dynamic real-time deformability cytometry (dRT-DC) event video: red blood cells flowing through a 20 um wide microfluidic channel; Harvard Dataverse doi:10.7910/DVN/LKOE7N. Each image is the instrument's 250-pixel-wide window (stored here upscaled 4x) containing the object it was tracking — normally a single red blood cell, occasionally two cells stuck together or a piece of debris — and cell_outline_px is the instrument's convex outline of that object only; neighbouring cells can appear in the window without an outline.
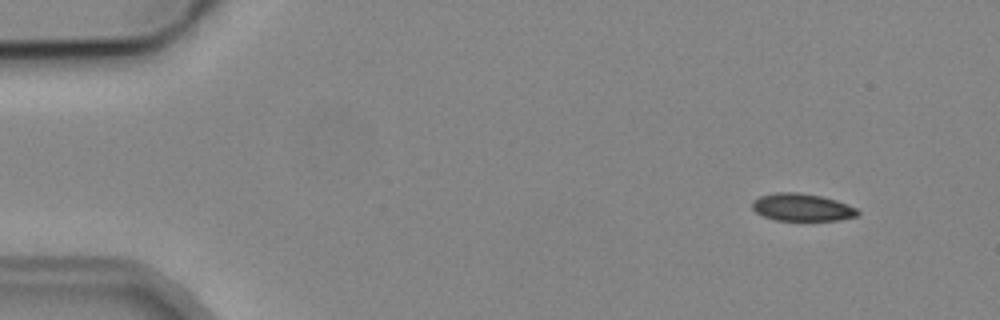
{"species": "common noctule bat (a hibernating species)", "species_latin": "Nyctalus noctula", "temperature_condition": "cold", "stored_images_in_passage": 4, "camera_frame_rate_fps": 3000, "um_per_image_px": 0.085, "animal": {"sex": "male", "body_mass_g": 19.2, "forearm_length_mm": 51.8}, "frame": {"image": 1, "passage_image": 1, "time_ms": 0.0, "image_size_px": [1000, 320], "cell_outline_px": [[860, 212], [856, 216], [840, 220], [776, 220], [764, 216], [756, 212], [752, 208], [752, 200], [760, 196], [776, 192], [796, 192], [820, 196], [836, 200], [856, 208]], "centroid_in_image_um": [68.15, 17.62], "position_along_channel_um": 16.9, "area_um2": 16.76}}
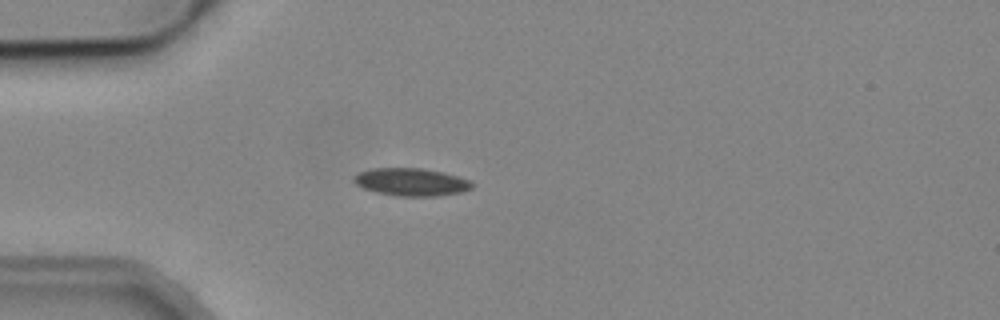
{"frame": {"image": 2, "passage_image": 4, "time_ms": 3.333, "image_size_px": [1000, 320], "cell_outline_px": [[472, 188], [460, 192], [436, 196], [396, 196], [376, 192], [364, 188], [356, 184], [352, 180], [360, 172], [372, 168], [420, 168], [440, 172], [456, 176], [468, 180], [472, 184]], "centroid_in_image_um": [34.92, 15.47], "position_along_channel_um": 50.1, "area_um2": 18.73}}